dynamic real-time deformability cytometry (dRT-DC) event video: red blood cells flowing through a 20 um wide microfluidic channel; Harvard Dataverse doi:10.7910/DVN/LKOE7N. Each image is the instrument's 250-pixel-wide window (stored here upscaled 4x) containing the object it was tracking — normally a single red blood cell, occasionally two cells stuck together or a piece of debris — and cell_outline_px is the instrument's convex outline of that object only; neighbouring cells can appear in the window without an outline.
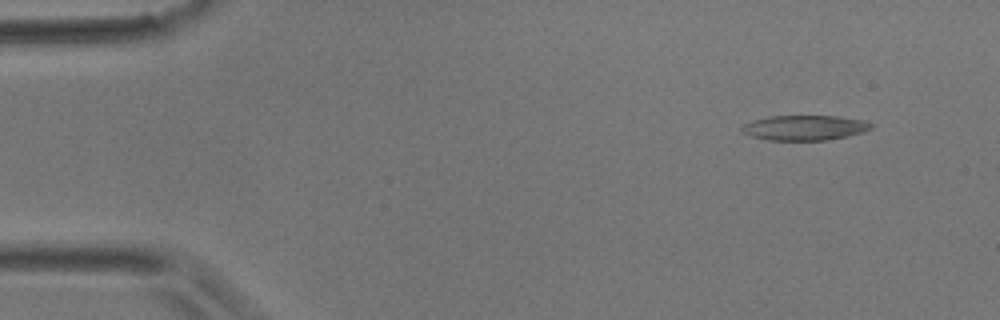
{"species": "common noctule bat (a hibernating species)", "species_latin": "Nyctalus noctula", "temperature_condition": "room temperature", "stored_images_in_passage": 4, "camera_frame_rate_fps": 3000, "um_per_image_px": 0.085, "animal": {"sex": "male", "body_mass_g": 17.9}, "frame": {"image": 1, "passage_image": 1, "time_ms": 0.0, "image_size_px": [1000, 320], "cell_outline_px": [[872, 128], [864, 132], [848, 136], [828, 140], [768, 140], [752, 136], [740, 132], [740, 128], [744, 124], [752, 120], [768, 116], [840, 116], [864, 120], [872, 124]], "centroid_in_image_um": [68.39, 10.85], "position_along_channel_um": 16.6, "area_um2": 19.02}}
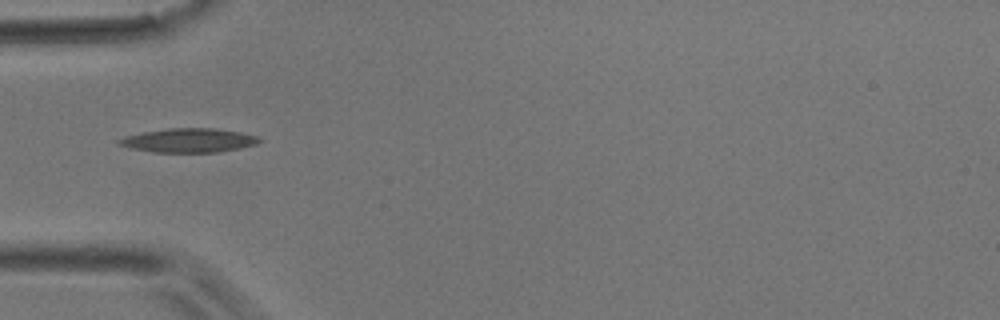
{"frame": {"image": 2, "passage_image": 4, "time_ms": 1.0, "image_size_px": [1000, 320], "cell_outline_px": [[264, 140], [256, 144], [240, 148], [216, 152], [152, 152], [132, 148], [116, 144], [116, 140], [124, 136], [144, 132], [168, 128], [216, 128], [240, 132], [260, 136]], "centroid_in_image_um": [16.06, 11.92], "position_along_channel_um": 68.9, "area_um2": 19.77}}